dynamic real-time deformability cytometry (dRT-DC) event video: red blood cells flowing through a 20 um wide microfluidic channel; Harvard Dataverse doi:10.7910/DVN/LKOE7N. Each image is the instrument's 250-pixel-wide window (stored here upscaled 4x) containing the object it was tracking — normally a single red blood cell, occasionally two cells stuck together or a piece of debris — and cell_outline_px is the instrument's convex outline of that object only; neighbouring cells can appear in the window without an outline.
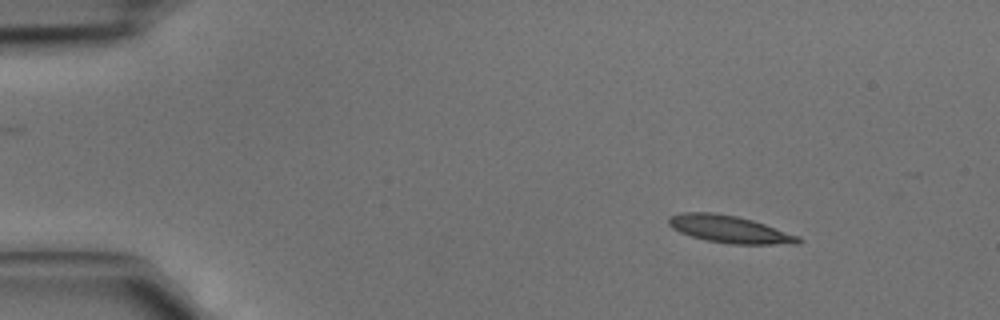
{"species": "common noctule bat (a hibernating species)", "species_latin": "Nyctalus noctula", "temperature_condition": "cold", "stored_images_in_passage": 3, "camera_frame_rate_fps": 3000, "um_per_image_px": 0.085, "animal": {"sex": "male", "body_mass_g": 15.6}, "frame": {"image": 1, "passage_image": 1, "time_ms": 0.0, "image_size_px": [1000, 320], "cell_outline_px": [[804, 240], [796, 244], [732, 244], [708, 240], [692, 236], [680, 232], [672, 228], [668, 224], [668, 216], [680, 212], [712, 212], [736, 216], [752, 220], [800, 236]], "centroid_in_image_um": [62.01, 19.48], "position_along_channel_um": 23.0, "area_um2": 20.58}}
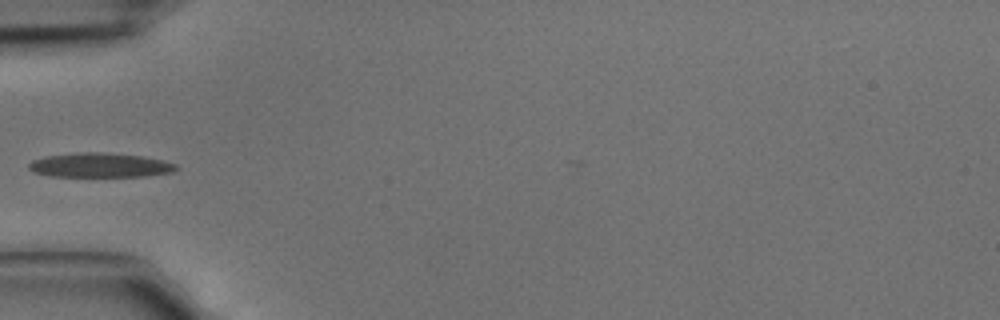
{"frame": {"image": 2, "passage_image": 3, "time_ms": 0.667, "image_size_px": [1000, 320], "cell_outline_px": [[180, 168], [172, 172], [144, 176], [48, 176], [32, 172], [28, 168], [28, 164], [32, 160], [44, 156], [80, 152], [108, 152], [144, 156], [164, 160], [176, 164]], "centroid_in_image_um": [8.5, 14.03], "position_along_channel_um": 76.5, "area_um2": 21.21}}